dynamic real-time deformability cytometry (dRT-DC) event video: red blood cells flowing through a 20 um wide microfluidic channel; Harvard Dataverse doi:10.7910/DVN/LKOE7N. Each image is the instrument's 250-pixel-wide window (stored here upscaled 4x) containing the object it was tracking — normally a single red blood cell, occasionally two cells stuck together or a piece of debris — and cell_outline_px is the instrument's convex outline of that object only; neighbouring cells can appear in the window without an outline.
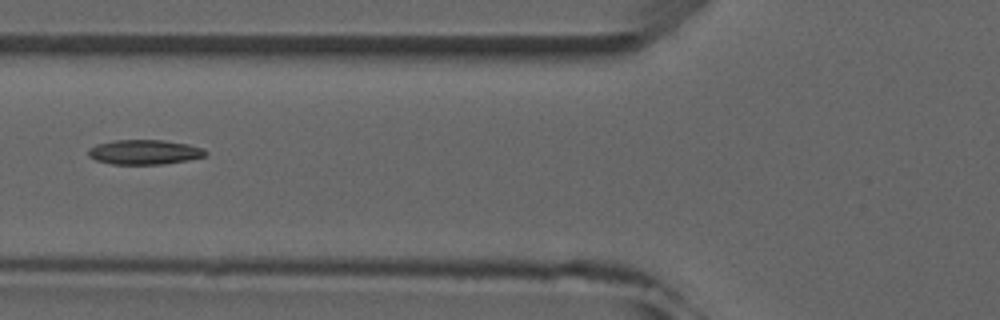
{"species": "common noctule bat (a hibernating species)", "species_latin": "Nyctalus noctula", "temperature_condition": "room temperature", "stored_images_in_passage": 4, "camera_frame_rate_fps": 3000, "um_per_image_px": 0.085, "animal": {"sex": "male", "forearm_length_mm": 52.5}, "frame": {"image": 1, "passage_image": 4, "time_ms": 3.667, "image_size_px": [1000, 320], "cell_outline_px": [[208, 152], [204, 156], [188, 160], [164, 164], [112, 164], [96, 160], [88, 156], [88, 148], [96, 144], [112, 140], [164, 140], [188, 144], [204, 148]], "centroid_in_image_um": [12.27, 12.92], "position_along_channel_um": 113.5, "area_um2": 16.99}}